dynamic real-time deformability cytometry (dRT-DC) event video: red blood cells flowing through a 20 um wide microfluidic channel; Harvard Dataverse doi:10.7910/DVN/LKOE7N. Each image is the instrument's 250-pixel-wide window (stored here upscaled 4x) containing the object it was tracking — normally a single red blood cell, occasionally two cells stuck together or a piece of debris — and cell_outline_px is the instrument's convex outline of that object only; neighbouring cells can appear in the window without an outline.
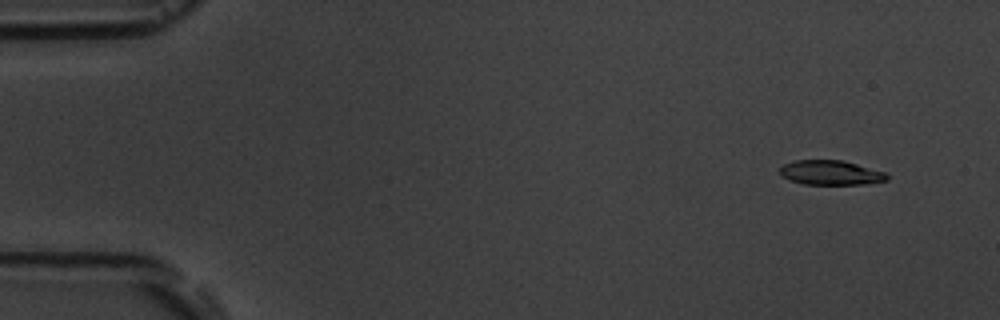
{"species": "common noctule bat (a hibernating species)", "species_latin": "Nyctalus noctula", "temperature_condition": "room temperature", "stored_images_in_passage": 6, "camera_frame_rate_fps": 3000, "um_per_image_px": 0.085, "animal": {"sex": "male", "body_mass_g": 19.5, "forearm_length_mm": 54.6}, "frame": {"image": 1, "passage_image": 2, "time_ms": 1.0, "image_size_px": [1000, 320], "cell_outline_px": [[888, 180], [864, 184], [804, 184], [792, 180], [784, 176], [780, 172], [780, 168], [784, 164], [796, 160], [844, 160], [888, 172]], "centroid_in_image_um": [70.69, 14.66], "position_along_channel_um": 14.3, "area_um2": 15.32}}
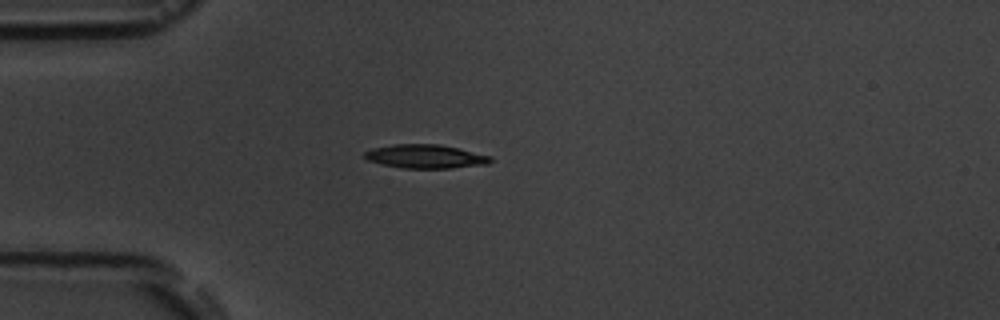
{"frame": {"image": 2, "passage_image": 5, "time_ms": 4.667, "image_size_px": [1000, 320], "cell_outline_px": [[492, 160], [488, 164], [452, 168], [400, 168], [368, 160], [364, 156], [364, 152], [372, 148], [392, 144], [440, 144], [492, 156]], "centroid_in_image_um": [36.17, 13.29], "position_along_channel_um": 48.8, "area_um2": 17.4}}